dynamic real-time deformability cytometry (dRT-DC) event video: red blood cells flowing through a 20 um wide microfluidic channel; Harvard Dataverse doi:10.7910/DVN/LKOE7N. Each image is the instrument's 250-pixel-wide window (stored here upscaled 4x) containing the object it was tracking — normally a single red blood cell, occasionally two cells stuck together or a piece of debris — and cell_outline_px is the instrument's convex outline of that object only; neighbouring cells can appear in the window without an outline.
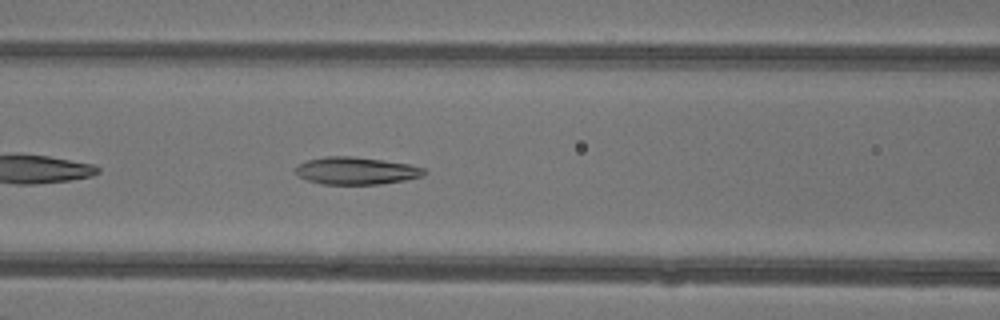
{"species": "common noctule bat (a hibernating species)", "species_latin": "Nyctalus noctula", "temperature_condition": "warm", "stored_images_in_passage": 40, "camera_frame_rate_fps": 3000, "um_per_image_px": 0.085, "animal": {"sex": "female"}, "frame": {"image": 1, "passage_image": 13, "time_ms": 4.0, "image_size_px": [1000, 320], "cell_outline_px": [[428, 172], [424, 176], [404, 180], [380, 184], [320, 184], [308, 180], [300, 176], [296, 172], [296, 168], [300, 164], [308, 160], [324, 156], [352, 156], [384, 160], [408, 164], [424, 168]], "centroid_in_image_um": [30.31, 14.51], "position_along_channel_um": 136.3, "area_um2": 20.46}}
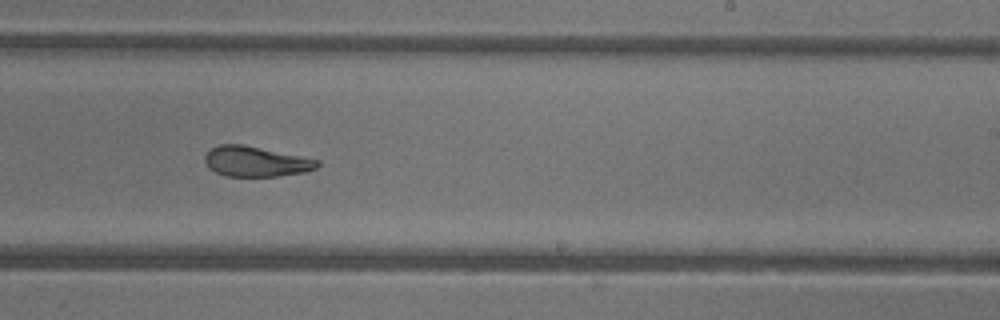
{"frame": {"image": 2, "passage_image": 22, "time_ms": 7.0, "image_size_px": [1000, 320], "cell_outline_px": [[320, 164], [316, 168], [304, 172], [276, 176], [224, 176], [216, 172], [204, 160], [204, 156], [212, 148], [220, 144], [244, 144], [320, 160]], "centroid_in_image_um": [21.77, 13.72], "position_along_channel_um": 267.2, "area_um2": 19.65}}
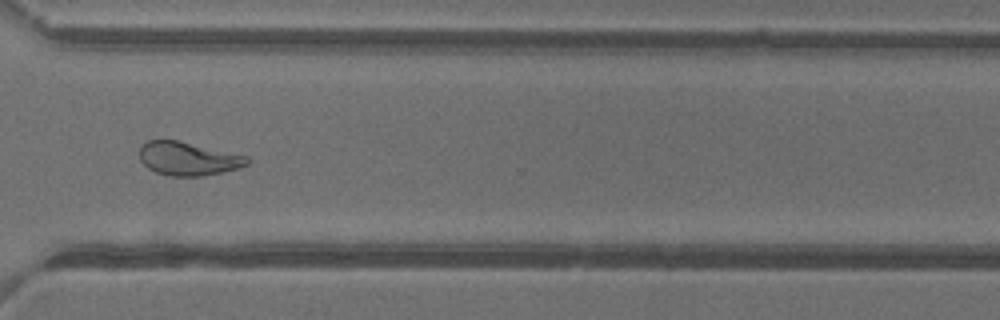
{"frame": {"image": 3, "passage_image": 28, "time_ms": 9.0, "image_size_px": [1000, 320], "cell_outline_px": [[252, 160], [248, 164], [240, 168], [200, 176], [168, 176], [156, 172], [148, 168], [140, 160], [140, 148], [148, 140], [176, 140], [248, 156]], "centroid_in_image_um": [16.01, 13.49], "position_along_channel_um": 354.6, "area_um2": 20.87}, "authors_computed_cell_mechanics": {"area_um2": 21.7039, "velocity_mm_per_s": 4.3755, "shape_relaxation_time_tau1_ms": 9.3556, "shape_relaxation_time_tau2_ms": 3.2181, "deformation_change_tau1": 0.2982, "deformation_change_tau2": 0.1212}}